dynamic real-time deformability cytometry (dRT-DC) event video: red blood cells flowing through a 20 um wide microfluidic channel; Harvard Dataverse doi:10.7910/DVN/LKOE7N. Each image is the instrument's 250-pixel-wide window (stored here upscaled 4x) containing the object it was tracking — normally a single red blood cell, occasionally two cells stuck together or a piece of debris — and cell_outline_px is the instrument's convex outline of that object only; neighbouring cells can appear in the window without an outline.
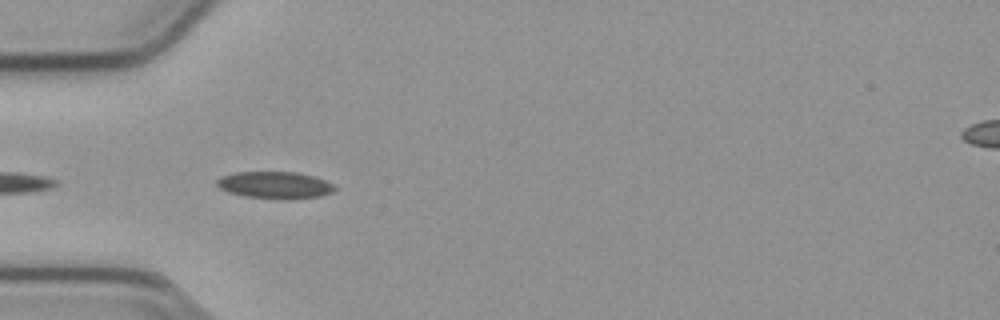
{"species": "common noctule bat (a hibernating species)", "species_latin": "Nyctalus noctula", "temperature_condition": "cold", "stored_images_in_passage": 13, "camera_frame_rate_fps": 3000, "um_per_image_px": 0.085, "animal": {"sex": "male", "body_mass_g": 23.1, "forearm_length_mm": 52.7}, "frame": {"image": 1, "passage_image": 3, "time_ms": 0.667, "image_size_px": [1000, 320], "cell_outline_px": [[336, 188], [332, 192], [320, 196], [284, 200], [280, 200], [244, 196], [228, 192], [220, 188], [216, 184], [216, 180], [220, 176], [236, 172], [296, 172], [316, 176], [332, 184]], "centroid_in_image_um": [23.35, 15.73], "position_along_channel_um": 61.7, "area_um2": 18.73}}